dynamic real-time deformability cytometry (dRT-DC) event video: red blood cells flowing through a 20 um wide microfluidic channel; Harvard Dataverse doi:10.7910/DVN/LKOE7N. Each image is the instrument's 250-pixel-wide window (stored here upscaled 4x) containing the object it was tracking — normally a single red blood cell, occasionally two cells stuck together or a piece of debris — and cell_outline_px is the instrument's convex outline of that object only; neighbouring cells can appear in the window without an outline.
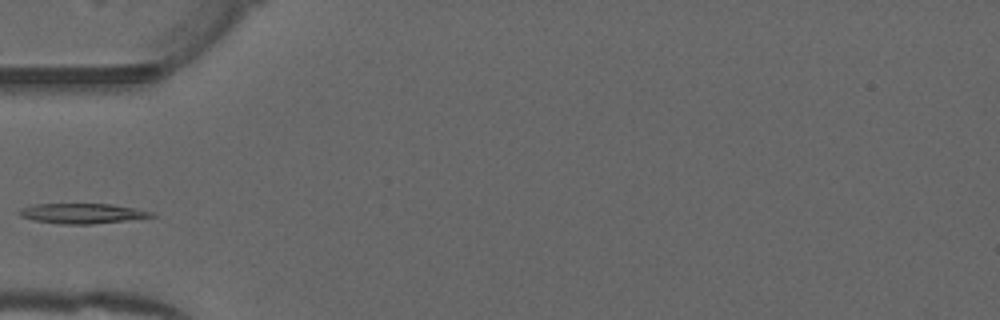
{"species": "common noctule bat (a hibernating species)", "species_latin": "Nyctalus noctula", "temperature_condition": "warm", "stored_images_in_passage": 35, "camera_frame_rate_fps": 3000, "um_per_image_px": 0.085, "animal": {"sex": "male", "forearm_length_mm": 52.5}, "frame": {"image": 1, "passage_image": 1, "time_ms": 0.0, "image_size_px": [1000, 320], "cell_outline_px": [[156, 216], [92, 224], [64, 224], [36, 220], [20, 216], [16, 212], [20, 208], [32, 204], [112, 204], [136, 208], [156, 212]], "centroid_in_image_um": [6.99, 18.13], "position_along_channel_um": 78.0, "area_um2": 15.43}}
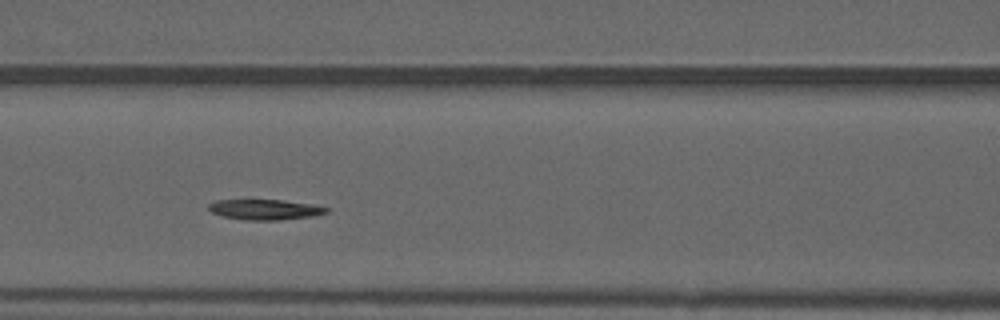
{"frame": {"image": 2, "passage_image": 6, "time_ms": 1.667, "image_size_px": [1000, 320], "cell_outline_px": [[328, 212], [312, 216], [280, 220], [244, 220], [220, 216], [212, 212], [208, 208], [208, 204], [216, 200], [284, 200], [312, 204], [328, 208]], "centroid_in_image_um": [22.49, 17.81], "position_along_channel_um": 144.1, "area_um2": 13.99}}